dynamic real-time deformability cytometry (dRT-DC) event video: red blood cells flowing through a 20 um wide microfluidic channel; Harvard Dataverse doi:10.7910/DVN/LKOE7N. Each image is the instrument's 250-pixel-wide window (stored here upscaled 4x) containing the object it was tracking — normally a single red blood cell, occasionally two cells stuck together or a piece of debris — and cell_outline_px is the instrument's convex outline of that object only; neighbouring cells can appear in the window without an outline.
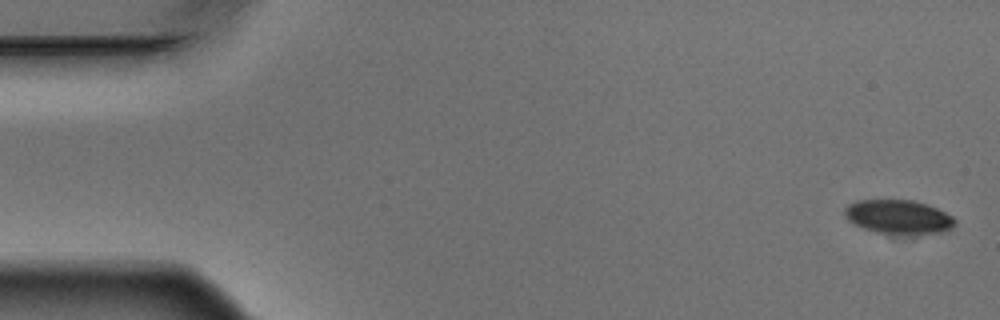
{"species": "Egyptian fruit bat (a non-hibernating species)", "species_latin": "Rousettus aegyptiacus", "temperature_condition": "warm", "stored_images_in_passage": 4, "camera_frame_rate_fps": 3000, "um_per_image_px": 0.085, "animal": {"sex": "male"}, "frame": {"image": 1, "passage_image": 1, "time_ms": 0.0, "image_size_px": [1000, 320], "cell_outline_px": [[956, 224], [940, 232], [920, 236], [876, 232], [864, 228], [848, 220], [844, 216], [844, 208], [848, 204], [856, 200], [912, 200], [936, 208], [952, 216], [956, 220]], "centroid_in_image_um": [76.35, 18.45], "position_along_channel_um": 8.6, "area_um2": 21.96}}
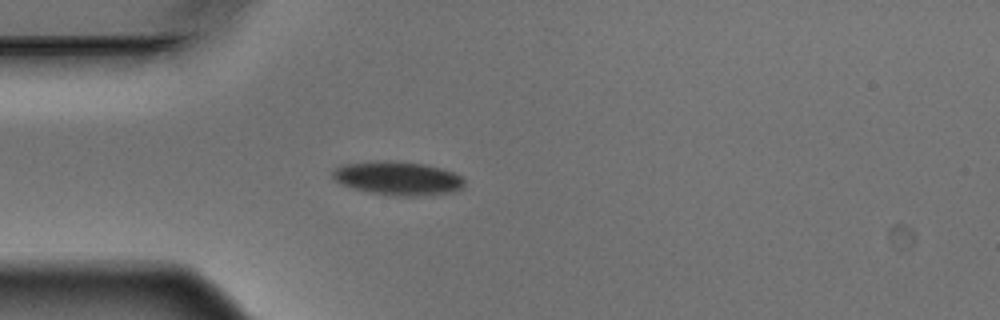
{"frame": {"image": 2, "passage_image": 4, "time_ms": 1.0, "image_size_px": [1000, 320], "cell_outline_px": [[464, 184], [460, 188], [452, 192], [432, 196], [396, 196], [368, 192], [352, 188], [340, 184], [332, 176], [332, 168], [340, 164], [372, 160], [396, 160], [424, 164], [440, 168], [452, 172], [460, 176], [464, 180]], "centroid_in_image_um": [33.75, 15.14], "position_along_channel_um": 51.2, "area_um2": 26.41}}